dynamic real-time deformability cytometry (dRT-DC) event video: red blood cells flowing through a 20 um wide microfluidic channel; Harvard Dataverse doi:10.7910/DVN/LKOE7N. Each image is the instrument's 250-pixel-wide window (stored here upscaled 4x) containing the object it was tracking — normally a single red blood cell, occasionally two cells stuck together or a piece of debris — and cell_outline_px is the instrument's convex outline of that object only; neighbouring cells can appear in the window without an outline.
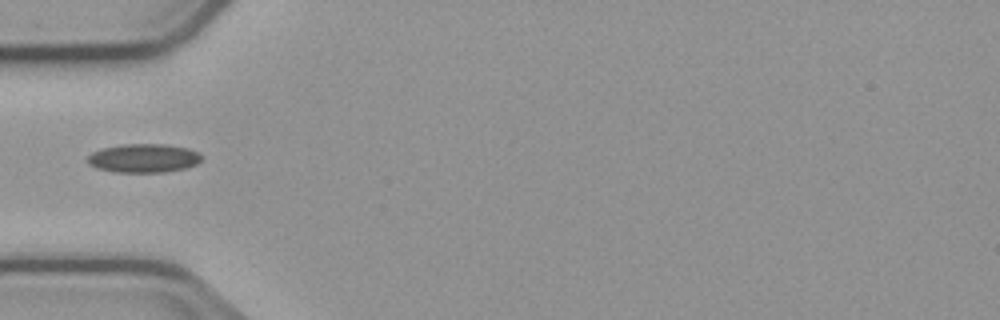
{"species": "common noctule bat (a hibernating species)", "species_latin": "Nyctalus noctula", "temperature_condition": "cold", "stored_images_in_passage": 2, "camera_frame_rate_fps": 3000, "um_per_image_px": 0.085, "animal": {"sex": "male", "body_mass_g": 23.1, "forearm_length_mm": 52.7}, "frame": {"image": 1, "passage_image": 1, "time_ms": 0.0, "image_size_px": [1000, 320], "cell_outline_px": [[200, 160], [196, 164], [184, 168], [164, 172], [116, 172], [96, 168], [88, 164], [88, 156], [92, 152], [100, 148], [124, 144], [164, 144], [188, 148], [200, 152]], "centroid_in_image_um": [12.18, 13.44], "position_along_channel_um": 72.8, "area_um2": 19.07}}
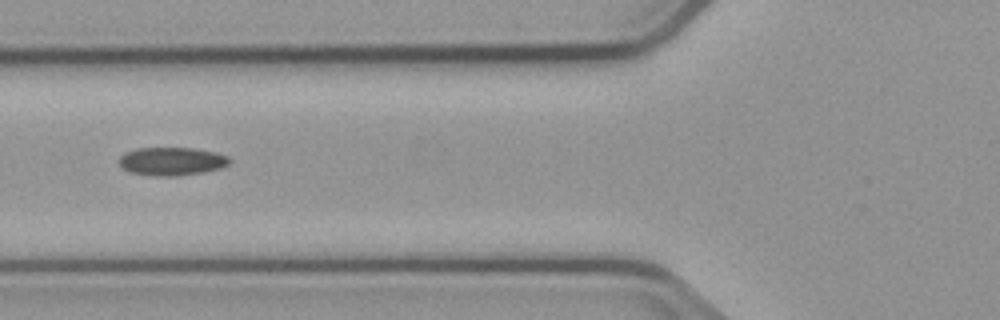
{"frame": {"image": 2, "passage_image": 2, "time_ms": 1.0, "image_size_px": [1000, 320], "cell_outline_px": [[232, 160], [228, 164], [220, 168], [204, 172], [176, 176], [156, 176], [132, 172], [124, 168], [120, 164], [120, 156], [124, 152], [136, 148], [192, 148], [216, 152], [228, 156]], "centroid_in_image_um": [14.63, 13.7], "position_along_channel_um": 111.2, "area_um2": 18.09}}